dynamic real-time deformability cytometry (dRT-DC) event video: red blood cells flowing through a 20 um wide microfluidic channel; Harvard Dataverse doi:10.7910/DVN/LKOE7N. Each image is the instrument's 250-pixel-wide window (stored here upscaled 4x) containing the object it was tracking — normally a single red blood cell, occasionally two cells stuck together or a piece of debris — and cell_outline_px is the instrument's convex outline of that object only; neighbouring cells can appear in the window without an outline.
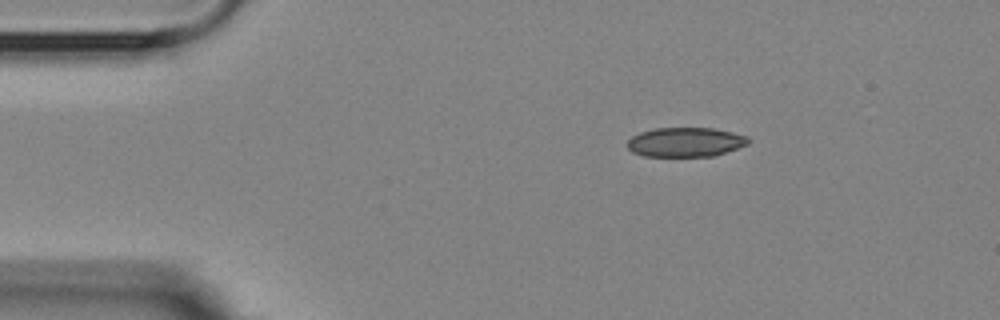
{"species": "Egyptian fruit bat (a non-hibernating species)", "species_latin": "Rousettus aegyptiacus", "temperature_condition": "room temperature", "stored_images_in_passage": 4, "camera_frame_rate_fps": 3000, "um_per_image_px": 0.085, "animal": {"sex": "female"}, "frame": {"image": 1, "passage_image": 4, "time_ms": 3.667, "image_size_px": [1000, 320], "cell_outline_px": [[752, 140], [748, 144], [716, 156], [644, 156], [632, 152], [628, 148], [628, 140], [632, 136], [640, 132], [656, 128], [712, 128], [732, 132], [748, 136]], "centroid_in_image_um": [58.3, 12.08], "position_along_channel_um": 26.7, "area_um2": 20.81}}